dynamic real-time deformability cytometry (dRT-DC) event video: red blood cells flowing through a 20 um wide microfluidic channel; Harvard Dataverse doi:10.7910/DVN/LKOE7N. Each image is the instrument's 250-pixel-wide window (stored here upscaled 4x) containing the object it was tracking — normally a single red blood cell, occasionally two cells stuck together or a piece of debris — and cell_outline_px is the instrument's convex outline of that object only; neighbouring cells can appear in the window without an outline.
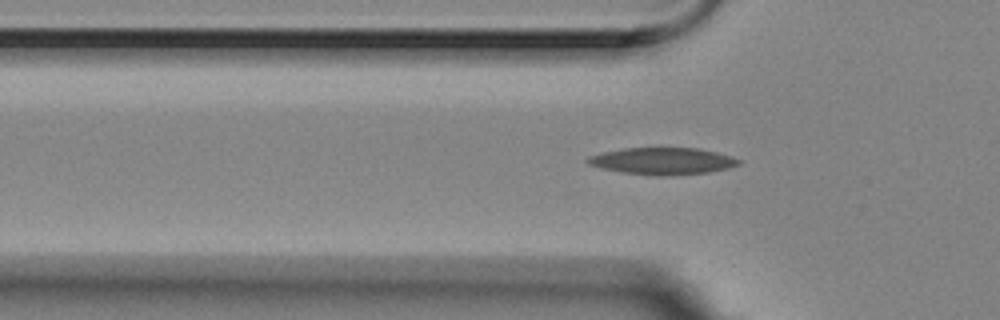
{"species": "Egyptian fruit bat (a non-hibernating species)", "species_latin": "Rousettus aegyptiacus", "temperature_condition": "room temperature", "stored_images_in_passage": 18, "camera_frame_rate_fps": 3000, "um_per_image_px": 0.085, "animal": {"sex": "female"}, "frame": {"image": 1, "passage_image": 2, "time_ms": 0.333, "image_size_px": [1000, 320], "cell_outline_px": [[740, 164], [728, 168], [708, 172], [664, 176], [656, 176], [624, 172], [604, 168], [588, 164], [584, 160], [588, 156], [604, 152], [624, 148], [700, 148], [732, 156], [740, 160]], "centroid_in_image_um": [56.33, 13.68], "position_along_channel_um": 69.5, "area_um2": 23.52}}
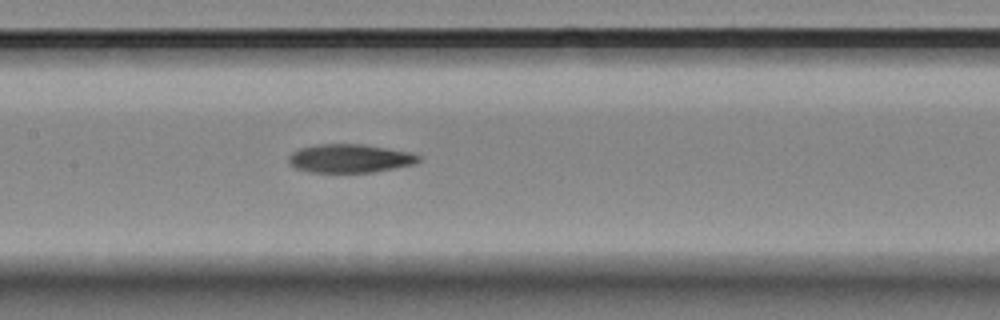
{"frame": {"image": 2, "passage_image": 11, "time_ms": 3.333, "image_size_px": [1000, 320], "cell_outline_px": [[420, 160], [412, 164], [372, 172], [312, 172], [296, 168], [288, 160], [288, 156], [292, 152], [300, 148], [316, 144], [360, 144], [408, 152], [420, 156]], "centroid_in_image_um": [29.68, 13.46], "position_along_channel_um": 177.7, "area_um2": 21.15}}
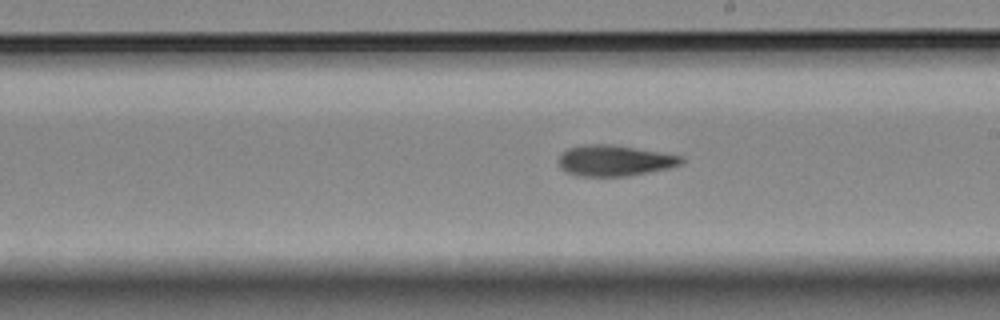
{"frame": {"image": 3, "passage_image": 16, "time_ms": 5.0, "image_size_px": [1000, 320], "cell_outline_px": [[684, 164], [668, 168], [628, 176], [580, 176], [568, 172], [560, 168], [556, 160], [568, 148], [584, 144], [612, 144], [680, 156], [684, 160]], "centroid_in_image_um": [52.2, 13.65], "position_along_channel_um": 236.8, "area_um2": 21.96}}